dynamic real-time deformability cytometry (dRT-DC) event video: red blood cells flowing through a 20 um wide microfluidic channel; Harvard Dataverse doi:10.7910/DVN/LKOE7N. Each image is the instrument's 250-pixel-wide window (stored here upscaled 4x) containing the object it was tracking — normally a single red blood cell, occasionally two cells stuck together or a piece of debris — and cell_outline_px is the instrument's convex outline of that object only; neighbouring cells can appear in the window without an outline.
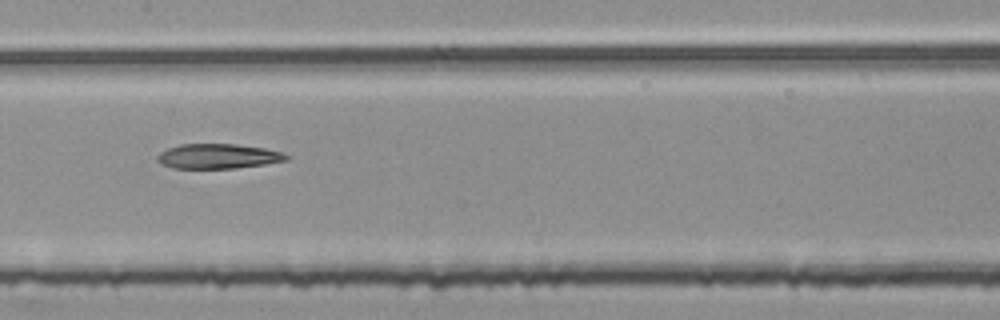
{"species": "common noctule bat (a hibernating species)", "species_latin": "Nyctalus noctula", "temperature_condition": "room temperature", "stored_images_in_passage": 54, "segment_of_instrument_passage": [2, 2], "camera_frame_rate_fps": 3000, "um_per_image_px": 0.085, "animal": {"sex": "female", "body_mass_g": 25.1}, "frame": {"image": 1, "passage_image": 27, "time_ms": 8.667, "image_size_px": [1000, 320], "cell_outline_px": [[288, 160], [264, 164], [236, 168], [172, 168], [156, 160], [156, 156], [160, 152], [168, 148], [180, 144], [236, 144], [264, 148], [284, 152], [288, 156]], "centroid_in_image_um": [18.54, 13.27], "position_along_channel_um": 188.9, "area_um2": 18.61}}
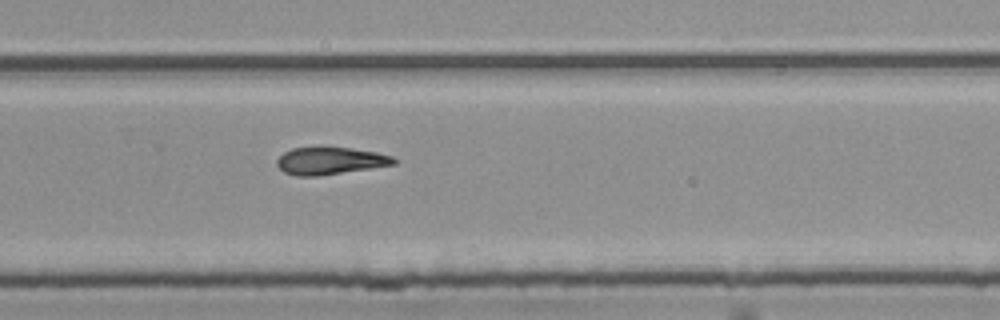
{"frame": {"image": 2, "passage_image": 36, "time_ms": 11.667, "image_size_px": [1000, 320], "cell_outline_px": [[396, 164], [316, 176], [296, 176], [284, 172], [276, 164], [276, 160], [284, 152], [292, 148], [316, 144], [320, 144], [352, 148], [376, 152], [392, 156], [396, 160]], "centroid_in_image_um": [28.01, 13.61], "position_along_channel_um": 301.8, "area_um2": 19.19}}
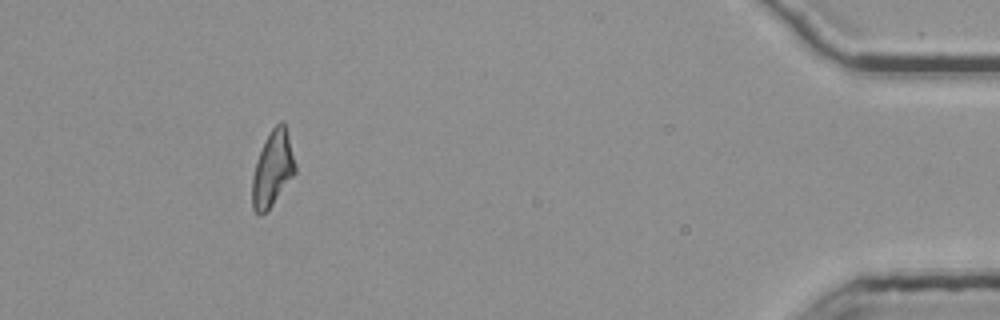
{"frame": {"image": 3, "passage_image": 50, "time_ms": 16.333, "image_size_px": [1000, 320], "cell_outline_px": [[296, 172], [272, 204], [260, 216], [252, 208], [252, 180], [256, 160], [264, 140], [272, 128], [280, 120], [284, 124], [288, 136], [296, 164]], "centroid_in_image_um": [23.16, 14.33], "position_along_channel_um": 412.0, "area_um2": 18.61}}